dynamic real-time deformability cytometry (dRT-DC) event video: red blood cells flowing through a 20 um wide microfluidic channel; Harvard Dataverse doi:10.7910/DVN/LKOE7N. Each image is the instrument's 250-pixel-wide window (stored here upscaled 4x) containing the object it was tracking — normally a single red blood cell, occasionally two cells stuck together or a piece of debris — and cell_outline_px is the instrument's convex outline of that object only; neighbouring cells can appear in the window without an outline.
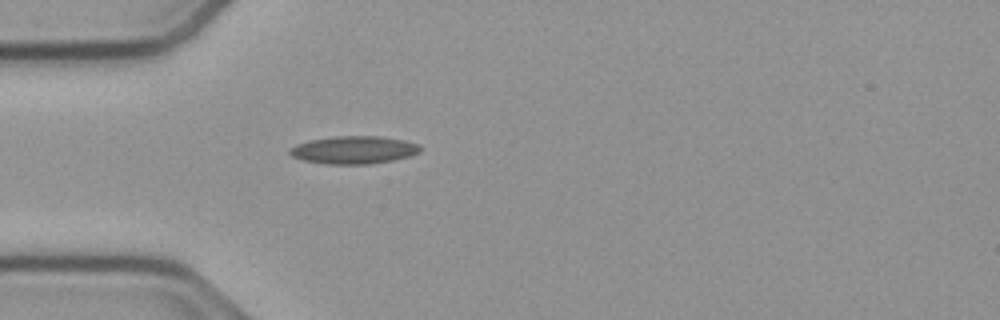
{"species": "common noctule bat (a hibernating species)", "species_latin": "Nyctalus noctula", "temperature_condition": "cold", "stored_images_in_passage": 40, "camera_frame_rate_fps": 3000, "um_per_image_px": 0.085, "animal": {"sex": "male", "body_mass_g": 23.1, "forearm_length_mm": 52.7}, "frame": {"image": 1, "passage_image": 1, "time_ms": 0.0, "image_size_px": [1000, 320], "cell_outline_px": [[420, 152], [408, 156], [392, 160], [368, 164], [328, 164], [304, 160], [292, 156], [288, 152], [288, 148], [296, 144], [312, 140], [336, 136], [380, 136], [404, 140], [420, 144]], "centroid_in_image_um": [30.07, 12.74], "position_along_channel_um": 54.9, "area_um2": 20.98}}
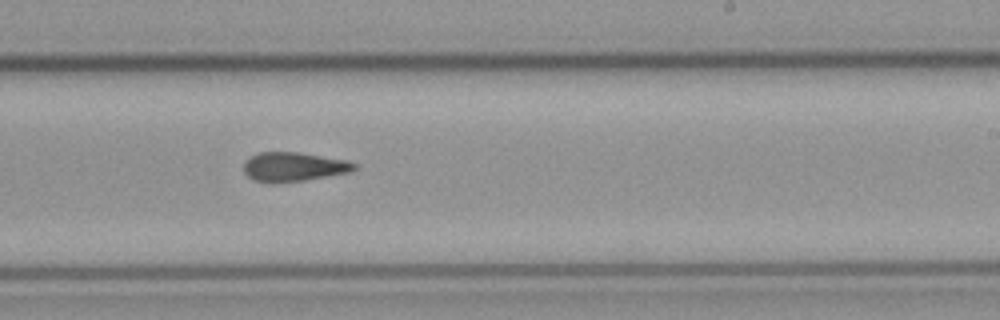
{"frame": {"image": 2, "passage_image": 18, "time_ms": 5.667, "image_size_px": [1000, 320], "cell_outline_px": [[356, 168], [352, 172], [304, 180], [272, 184], [268, 184], [252, 180], [244, 172], [244, 160], [260, 152], [300, 152], [348, 160], [356, 164]], "centroid_in_image_um": [24.95, 14.19], "position_along_channel_um": 264.1, "area_um2": 19.13}}
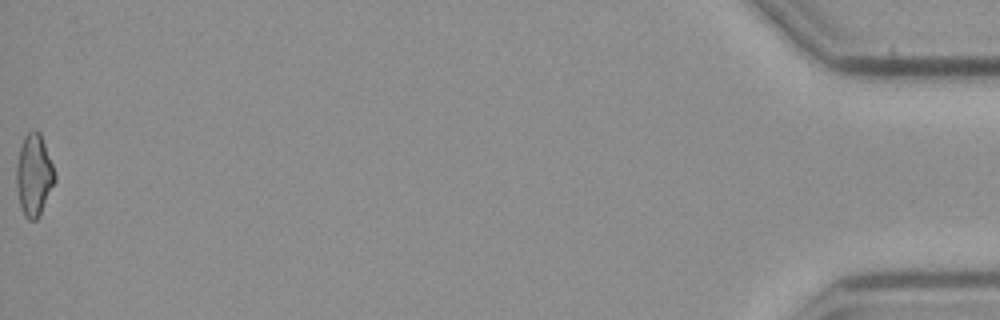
{"frame": {"image": 3, "passage_image": 40, "time_ms": 13.0, "image_size_px": [1000, 320], "cell_outline_px": [[56, 180], [40, 216], [36, 220], [28, 220], [24, 216], [20, 208], [16, 184], [16, 164], [20, 148], [24, 136], [32, 128], [36, 128], [40, 132], [52, 164], [56, 176]], "centroid_in_image_um": [2.88, 14.89], "position_along_channel_um": 432.3, "area_um2": 18.55}, "authors_computed_cell_mechanics": {"area_um2": 18.7272, "velocity_mm_per_s": 3.7683, "shape_relaxation_time_tau1_ms": null, "shape_relaxation_time_tau2_ms": 5.577, "deformation_change_tau1": null, "deformation_change_tau2": 0.1523}}